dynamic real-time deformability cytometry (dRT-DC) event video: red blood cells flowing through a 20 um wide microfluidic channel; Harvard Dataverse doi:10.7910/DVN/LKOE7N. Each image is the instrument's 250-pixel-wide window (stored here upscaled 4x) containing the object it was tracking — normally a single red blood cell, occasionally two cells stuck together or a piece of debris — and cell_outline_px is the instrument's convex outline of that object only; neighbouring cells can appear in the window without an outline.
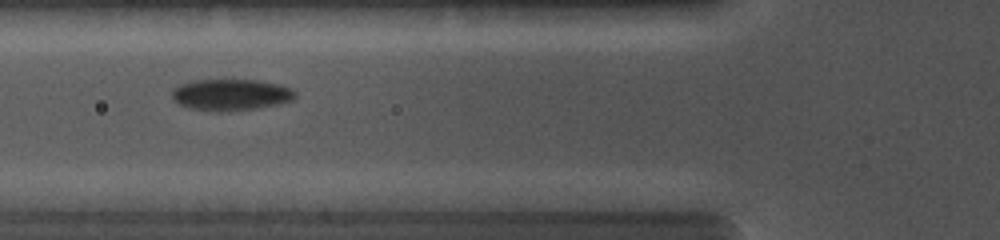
{"species": "common noctule bat (a hibernating species)", "species_latin": "Nyctalus noctula", "temperature_condition": "cold", "stored_images_in_passage": 13, "camera_frame_rate_fps": 5000, "um_per_image_px": 0.085, "animal": {"sex": "female", "body_mass_g": 19.0, "forearm_length_mm": 56.7}, "frame": {"image": 1, "passage_image": 4, "time_ms": 2.6, "image_size_px": [1000, 240], "cell_outline_px": [[296, 96], [292, 100], [280, 104], [256, 108], [220, 112], [216, 112], [188, 108], [180, 104], [172, 96], [172, 88], [180, 84], [196, 80], [256, 80], [276, 84], [292, 88], [296, 92]], "centroid_in_image_um": [19.63, 8.06], "position_along_channel_um": 106.2, "area_um2": 22.54}}
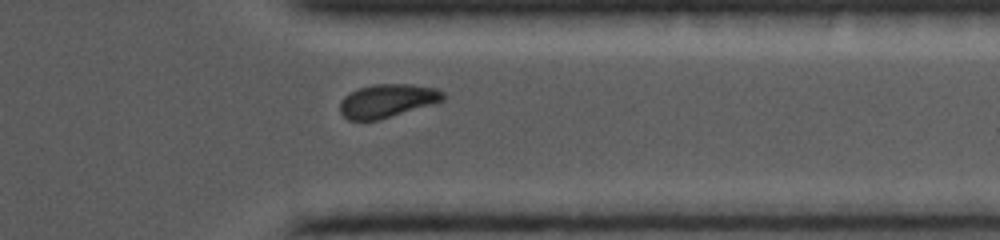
{"frame": {"image": 2, "passage_image": 11, "time_ms": 8.6, "image_size_px": [1000, 240], "cell_outline_px": [[444, 100], [380, 120], [348, 120], [340, 112], [340, 104], [344, 96], [360, 88], [376, 84], [412, 84], [436, 88], [444, 92]], "centroid_in_image_um": [32.93, 8.57], "position_along_channel_um": 378.5, "area_um2": 19.88}}
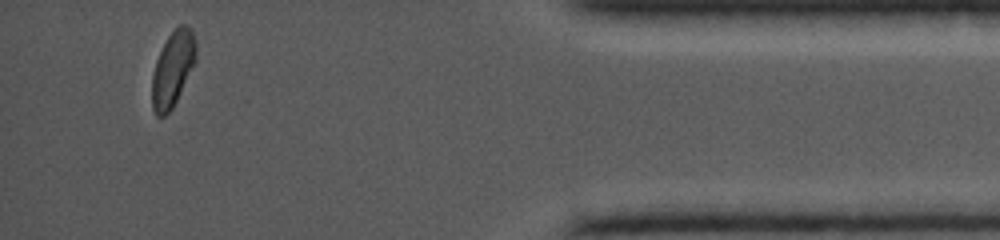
{"frame": {"image": 3, "passage_image": 13, "time_ms": 10.4, "image_size_px": [1000, 240], "cell_outline_px": [[196, 60], [172, 108], [164, 116], [156, 116], [152, 108], [152, 76], [156, 60], [168, 36], [180, 24], [184, 24], [192, 28], [196, 44]], "centroid_in_image_um": [14.68, 5.84], "position_along_channel_um": 420.5, "area_um2": 19.02}}